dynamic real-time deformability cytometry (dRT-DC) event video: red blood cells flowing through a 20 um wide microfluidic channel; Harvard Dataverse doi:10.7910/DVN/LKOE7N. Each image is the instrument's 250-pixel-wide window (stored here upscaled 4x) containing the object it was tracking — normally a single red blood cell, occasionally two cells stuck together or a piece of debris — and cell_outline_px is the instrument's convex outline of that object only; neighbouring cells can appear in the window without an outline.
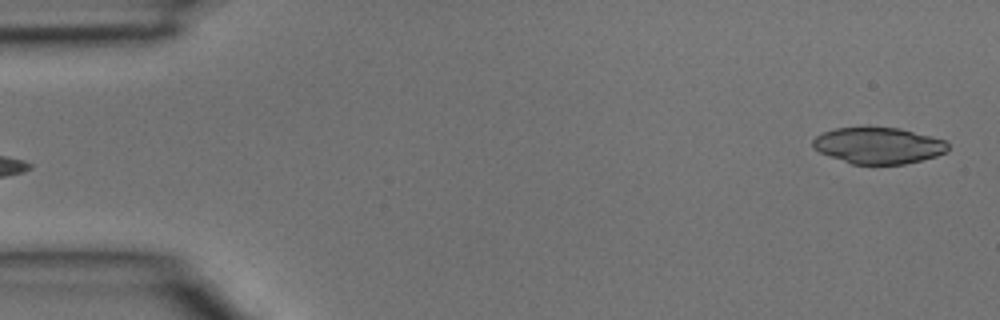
{"species": "common noctule bat (a hibernating species)", "species_latin": "Nyctalus noctula", "temperature_condition": "room temperature", "stored_images_in_passage": 4, "segment_of_instrument_passage": [2, 2], "camera_frame_rate_fps": 3000, "um_per_image_px": 0.085, "animal": {"sex": "male", "body_mass_g": 15.6}, "frame": {"image": 1, "passage_image": 4, "time_ms": 1.0, "image_size_px": [1000, 320], "cell_outline_px": [[948, 152], [936, 156], [904, 164], [852, 164], [820, 152], [812, 148], [812, 140], [816, 136], [824, 132], [836, 128], [900, 128], [944, 140], [948, 144]], "centroid_in_image_um": [74.66, 12.38], "position_along_channel_um": 10.3, "area_um2": 28.26}}